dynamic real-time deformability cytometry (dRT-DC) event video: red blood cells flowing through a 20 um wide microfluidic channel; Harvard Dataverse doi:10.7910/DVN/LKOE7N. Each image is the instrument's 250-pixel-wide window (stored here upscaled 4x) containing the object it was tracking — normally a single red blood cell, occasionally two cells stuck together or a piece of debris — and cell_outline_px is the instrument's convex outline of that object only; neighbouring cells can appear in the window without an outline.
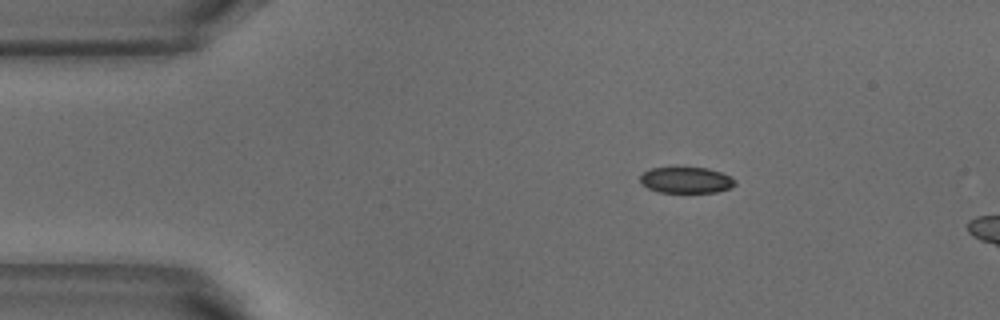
{"species": "common noctule bat (a hibernating species)", "species_latin": "Nyctalus noctula", "temperature_condition": "warm", "stored_images_in_passage": 2, "camera_frame_rate_fps": 3000, "um_per_image_px": 0.085, "animal": {"sex": "male", "body_mass_g": 18.8}, "frame": {"image": 1, "passage_image": 1, "time_ms": 0.0, "image_size_px": [1000, 320], "cell_outline_px": [[736, 184], [728, 188], [716, 192], [660, 192], [648, 188], [640, 180], [640, 176], [644, 172], [652, 168], [708, 168], [720, 172], [736, 180]], "centroid_in_image_um": [58.33, 15.31], "position_along_channel_um": 26.7, "area_um2": 14.1}}